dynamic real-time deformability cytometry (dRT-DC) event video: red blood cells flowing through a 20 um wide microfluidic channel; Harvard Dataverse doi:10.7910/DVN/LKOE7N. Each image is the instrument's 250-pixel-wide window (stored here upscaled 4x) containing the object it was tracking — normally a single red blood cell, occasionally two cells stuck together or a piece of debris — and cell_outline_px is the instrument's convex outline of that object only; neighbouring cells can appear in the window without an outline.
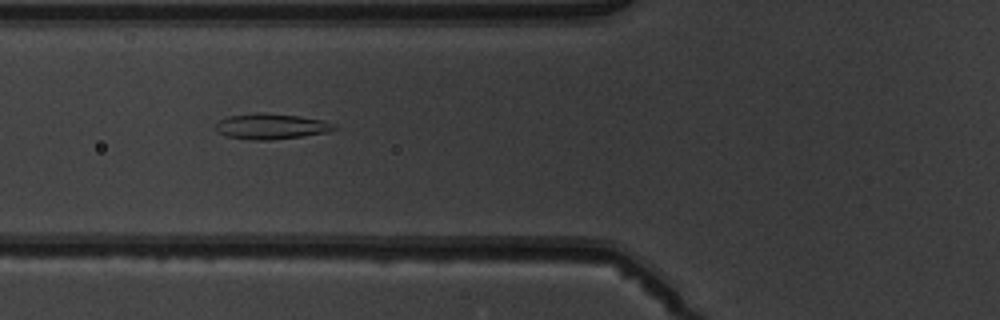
{"species": "common noctule bat (a hibernating species)", "species_latin": "Nyctalus noctula", "temperature_condition": "warm", "stored_images_in_passage": 8, "camera_frame_rate_fps": 3000, "um_per_image_px": 0.085, "animal": {"sex": "male", "body_mass_g": 19.5, "forearm_length_mm": 54.6}, "frame": {"image": 1, "passage_image": 5, "time_ms": 5.333, "image_size_px": [1000, 320], "cell_outline_px": [[340, 128], [328, 132], [272, 140], [248, 140], [228, 136], [220, 132], [216, 128], [216, 124], [220, 120], [228, 116], [256, 112], [264, 112], [300, 116], [324, 120], [336, 124]], "centroid_in_image_um": [23.11, 10.73], "position_along_channel_um": 102.7, "area_um2": 17.8}}
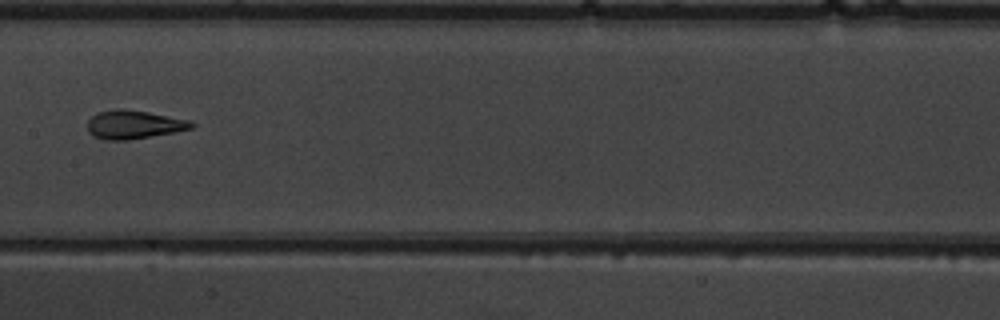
{"frame": {"image": 2, "passage_image": 7, "time_ms": 7.667, "image_size_px": [1000, 320], "cell_outline_px": [[196, 124], [192, 128], [176, 132], [128, 140], [104, 140], [92, 136], [88, 132], [88, 120], [96, 112], [116, 108], [124, 108], [148, 112], [192, 120]], "centroid_in_image_um": [11.37, 10.58], "position_along_channel_um": 196.0, "area_um2": 17.63}}
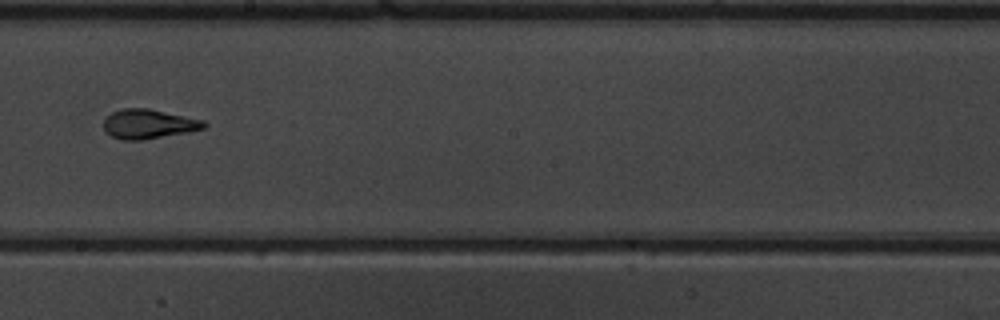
{"frame": {"image": 3, "passage_image": 8, "time_ms": 8.667, "image_size_px": [1000, 320], "cell_outline_px": [[208, 124], [204, 128], [188, 132], [140, 140], [124, 140], [112, 136], [104, 132], [104, 116], [120, 108], [148, 108], [204, 120]], "centroid_in_image_um": [12.59, 10.53], "position_along_channel_um": 235.6, "area_um2": 17.28}}